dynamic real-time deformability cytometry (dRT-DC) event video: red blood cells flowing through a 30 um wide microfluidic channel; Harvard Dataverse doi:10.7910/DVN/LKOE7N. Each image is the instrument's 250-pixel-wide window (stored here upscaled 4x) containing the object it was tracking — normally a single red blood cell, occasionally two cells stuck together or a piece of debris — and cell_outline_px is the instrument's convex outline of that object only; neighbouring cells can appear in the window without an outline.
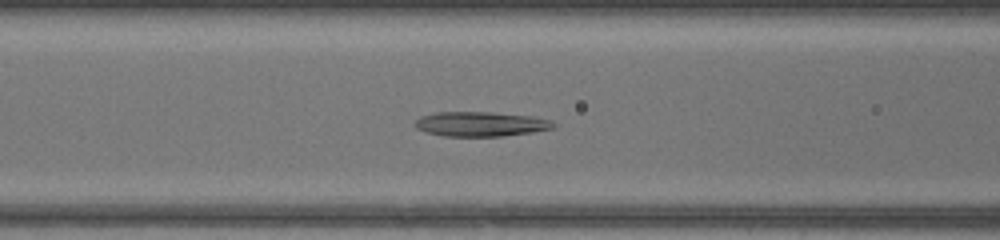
{"species": "common noctule bat (a hibernating species)", "species_latin": "Nyctalus noctula", "temperature_condition": "warm", "stored_images_in_passage": 50, "camera_frame_rate_fps": 3000, "um_per_image_px": 0.085, "animal": {"sex": "female", "body_mass_g": 17.0, "forearm_length_mm": 48.0}, "frame": {"image": 1, "passage_image": 21, "time_ms": 6.667, "image_size_px": [1000, 240], "cell_outline_px": [[556, 124], [552, 128], [532, 132], [504, 136], [444, 136], [428, 132], [416, 128], [412, 124], [420, 116], [436, 112], [492, 112], [532, 116], [548, 120]], "centroid_in_image_um": [40.81, 10.54], "position_along_channel_um": 125.8, "area_um2": 19.83}}
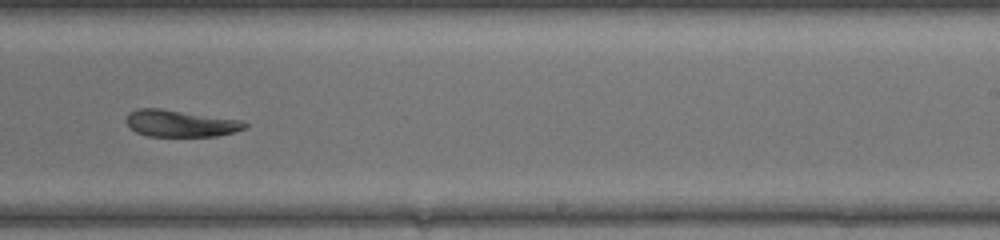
{"frame": {"image": 2, "passage_image": 32, "time_ms": 10.333, "image_size_px": [1000, 240], "cell_outline_px": [[248, 124], [244, 128], [232, 132], [216, 136], [148, 136], [136, 132], [128, 124], [128, 112], [136, 108], [160, 108], [244, 120]], "centroid_in_image_um": [15.35, 10.48], "position_along_channel_um": 273.6, "area_um2": 18.44}}
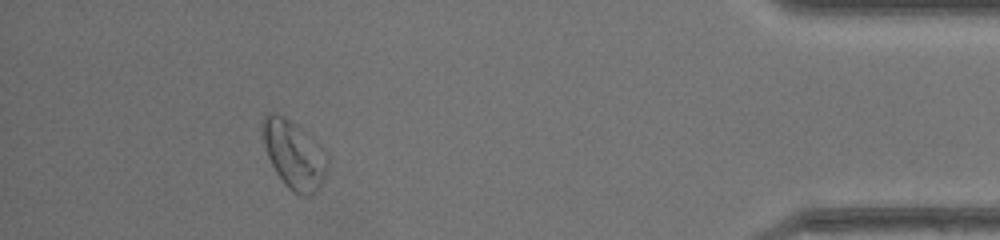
{"frame": {"image": 3, "passage_image": 46, "time_ms": 15.0, "image_size_px": [1000, 240], "cell_outline_px": [[328, 160], [324, 176], [316, 192], [308, 196], [300, 196], [292, 192], [284, 184], [276, 172], [268, 156], [264, 144], [260, 128], [260, 124], [264, 116], [268, 112], [276, 112], [284, 116], [296, 124], [312, 136], [320, 144], [328, 156]], "centroid_in_image_um": [24.97, 13.11], "position_along_channel_um": 410.2, "area_um2": 26.13}}